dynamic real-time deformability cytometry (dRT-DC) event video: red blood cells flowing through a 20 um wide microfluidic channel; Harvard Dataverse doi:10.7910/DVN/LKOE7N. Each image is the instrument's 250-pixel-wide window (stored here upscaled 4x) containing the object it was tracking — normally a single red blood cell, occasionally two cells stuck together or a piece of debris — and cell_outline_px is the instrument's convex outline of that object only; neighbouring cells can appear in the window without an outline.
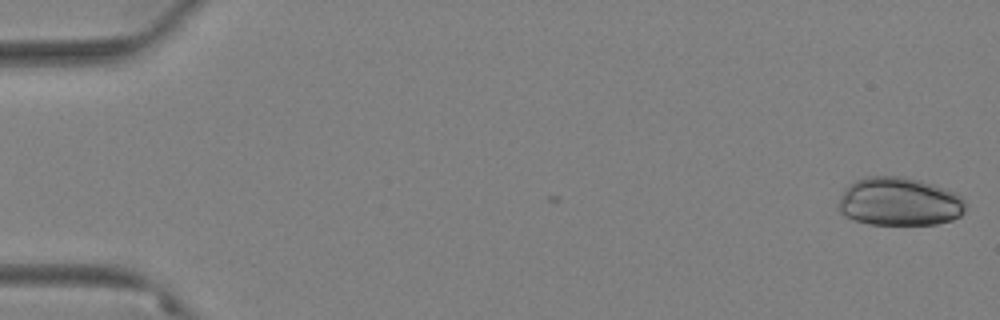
{"species": "Egyptian fruit bat (a non-hibernating species)", "species_latin": "Rousettus aegyptiacus", "temperature_condition": "warm", "stored_images_in_passage": 4, "camera_frame_rate_fps": 3000, "um_per_image_px": 0.085, "animal": {"sex": "female"}, "frame": {"image": 1, "passage_image": 1, "time_ms": 0.0, "image_size_px": [1000, 320], "cell_outline_px": [[964, 212], [960, 216], [952, 220], [936, 224], [868, 224], [852, 220], [844, 216], [840, 212], [836, 204], [844, 188], [856, 180], [864, 176], [904, 176], [920, 180], [944, 188], [960, 196], [964, 200]], "centroid_in_image_um": [76.38, 17.14], "position_along_channel_um": 8.6, "area_um2": 36.13}}